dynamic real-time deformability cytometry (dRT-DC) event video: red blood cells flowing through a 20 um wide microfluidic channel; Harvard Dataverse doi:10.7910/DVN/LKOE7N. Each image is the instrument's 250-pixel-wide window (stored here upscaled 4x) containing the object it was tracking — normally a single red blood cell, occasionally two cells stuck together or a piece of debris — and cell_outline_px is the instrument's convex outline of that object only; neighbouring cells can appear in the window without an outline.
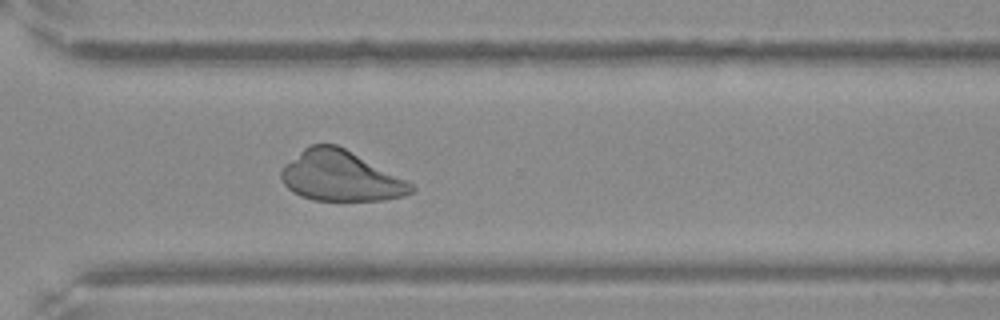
{"species": "Egyptian fruit bat (a non-hibernating species)", "species_latin": "Rousettus aegyptiacus", "temperature_condition": "warm", "stored_images_in_passage": 53, "camera_frame_rate_fps": 3000, "um_per_image_px": 0.085, "frame": {"image": 1, "passage_image": 39, "time_ms": 12.667, "image_size_px": [1000, 320], "cell_outline_px": [[416, 188], [412, 192], [404, 196], [380, 200], [312, 200], [300, 196], [292, 192], [284, 184], [280, 176], [280, 172], [284, 164], [304, 148], [312, 144], [336, 144], [344, 148], [412, 184]], "centroid_in_image_um": [28.89, 14.97], "position_along_channel_um": 341.7, "area_um2": 37.57}}